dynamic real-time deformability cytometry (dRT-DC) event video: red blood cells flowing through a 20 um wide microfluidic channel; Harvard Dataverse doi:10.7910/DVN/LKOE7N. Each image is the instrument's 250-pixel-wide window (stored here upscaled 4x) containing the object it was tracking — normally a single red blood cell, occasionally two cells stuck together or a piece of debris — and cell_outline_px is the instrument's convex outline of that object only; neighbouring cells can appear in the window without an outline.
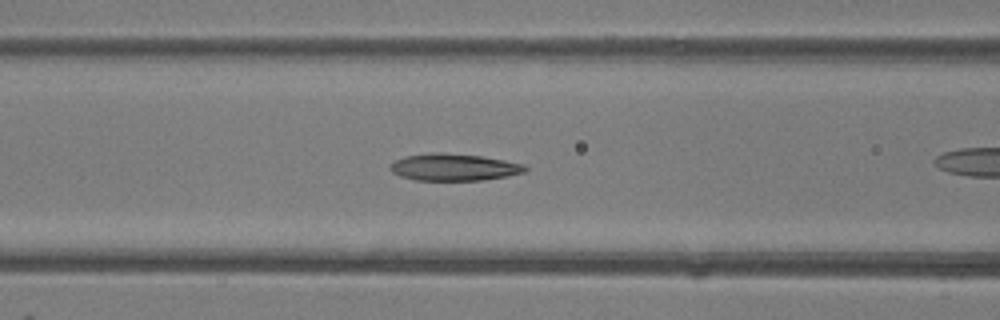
{"species": "common noctule bat (a hibernating species)", "species_latin": "Nyctalus noctula", "temperature_condition": "room temperature", "stored_images_in_passage": 36, "camera_frame_rate_fps": 3000, "um_per_image_px": 0.085, "animal": {"sex": "female"}, "frame": {"image": 1, "passage_image": 18, "time_ms": 5.667, "image_size_px": [1000, 320], "cell_outline_px": [[528, 168], [524, 172], [508, 176], [484, 180], [416, 180], [400, 176], [392, 172], [388, 168], [388, 164], [404, 156], [480, 156], [504, 160], [524, 164]], "centroid_in_image_um": [38.62, 14.27], "position_along_channel_um": 128.0, "area_um2": 20.11}}
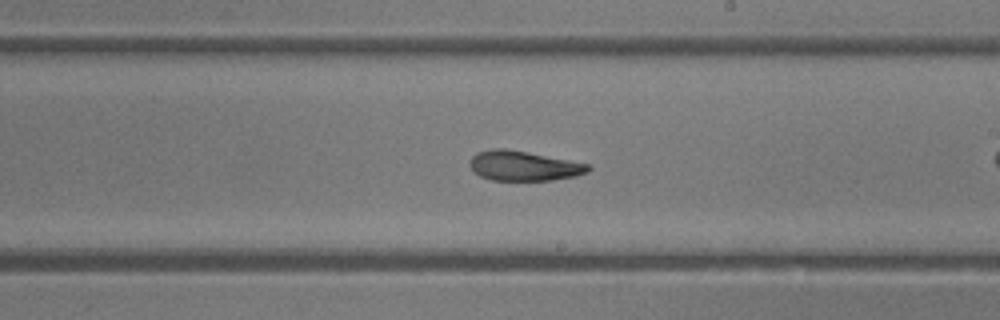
{"frame": {"image": 2, "passage_image": 26, "time_ms": 8.333, "image_size_px": [1000, 320], "cell_outline_px": [[592, 168], [588, 172], [576, 176], [552, 180], [492, 180], [480, 176], [468, 164], [472, 156], [476, 152], [492, 148], [504, 148], [528, 152], [592, 164]], "centroid_in_image_um": [44.54, 14.09], "position_along_channel_um": 244.5, "area_um2": 20.75}}
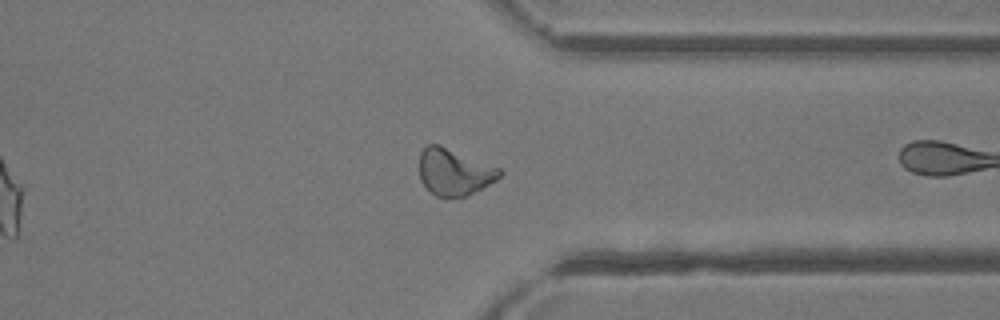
{"frame": {"image": 3, "passage_image": 35, "time_ms": 11.333, "image_size_px": [1000, 320], "cell_outline_px": [[504, 172], [496, 180], [468, 196], [436, 196], [420, 180], [420, 152], [428, 144], [440, 144], [500, 168]], "centroid_in_image_um": [38.62, 14.6], "position_along_channel_um": 372.8, "area_um2": 21.68}}